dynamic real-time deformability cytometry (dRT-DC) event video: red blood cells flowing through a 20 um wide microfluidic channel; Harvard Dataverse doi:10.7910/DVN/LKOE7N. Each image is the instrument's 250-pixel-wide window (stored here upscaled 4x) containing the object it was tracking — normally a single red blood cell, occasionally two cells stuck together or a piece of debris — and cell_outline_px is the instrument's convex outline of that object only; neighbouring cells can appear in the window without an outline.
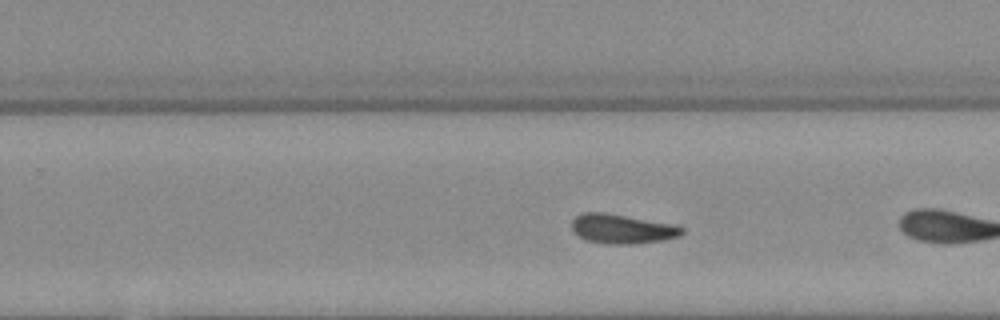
{"species": "Egyptian fruit bat (a non-hibernating species)", "species_latin": "Rousettus aegyptiacus", "temperature_condition": "warm", "stored_images_in_passage": 24, "camera_frame_rate_fps": 3000, "um_per_image_px": 0.085, "animal": {"sex": "female"}, "frame": {"image": 1, "passage_image": 17, "time_ms": 5.333, "image_size_px": [1000, 320], "cell_outline_px": [[684, 232], [680, 236], [668, 240], [632, 244], [608, 244], [588, 240], [572, 232], [572, 220], [576, 216], [584, 212], [604, 212], [680, 224], [684, 228]], "centroid_in_image_um": [52.97, 19.44], "position_along_channel_um": 276.8, "area_um2": 19.36}}